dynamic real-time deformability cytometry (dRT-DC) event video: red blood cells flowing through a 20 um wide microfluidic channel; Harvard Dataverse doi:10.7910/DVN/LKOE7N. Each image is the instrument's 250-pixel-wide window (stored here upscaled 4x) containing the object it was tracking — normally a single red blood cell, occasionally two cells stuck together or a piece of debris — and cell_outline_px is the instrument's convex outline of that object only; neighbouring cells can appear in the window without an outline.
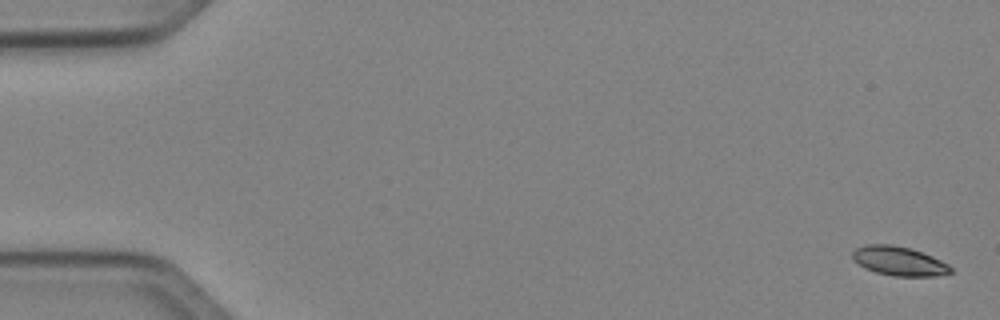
{"species": "Egyptian fruit bat (a non-hibernating species)", "species_latin": "Rousettus aegyptiacus", "temperature_condition": "cold", "stored_images_in_passage": 51, "camera_frame_rate_fps": 3000, "um_per_image_px": 0.085, "animal": {"sex": "female"}, "frame": {"image": 1, "passage_image": 1, "time_ms": 0.0, "image_size_px": [1000, 320], "cell_outline_px": [[952, 272], [936, 276], [892, 276], [876, 272], [864, 268], [852, 260], [852, 252], [856, 248], [868, 244], [892, 244], [912, 248], [932, 256], [948, 264], [952, 268]], "centroid_in_image_um": [76.39, 22.18], "position_along_channel_um": 8.6, "area_um2": 16.82}}
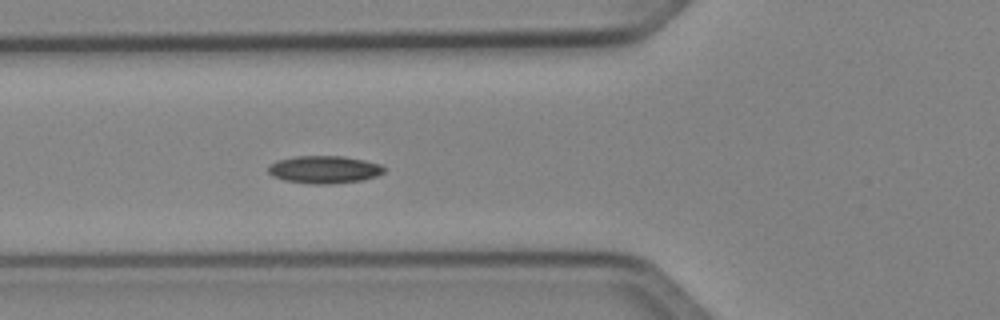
{"frame": {"image": 2, "passage_image": 19, "time_ms": 6.0, "image_size_px": [1000, 320], "cell_outline_px": [[384, 172], [376, 176], [364, 180], [328, 184], [312, 184], [284, 180], [272, 176], [268, 172], [268, 164], [276, 160], [296, 156], [344, 156], [364, 160], [380, 164], [384, 168]], "centroid_in_image_um": [27.53, 14.41], "position_along_channel_um": 98.3, "area_um2": 18.73}}
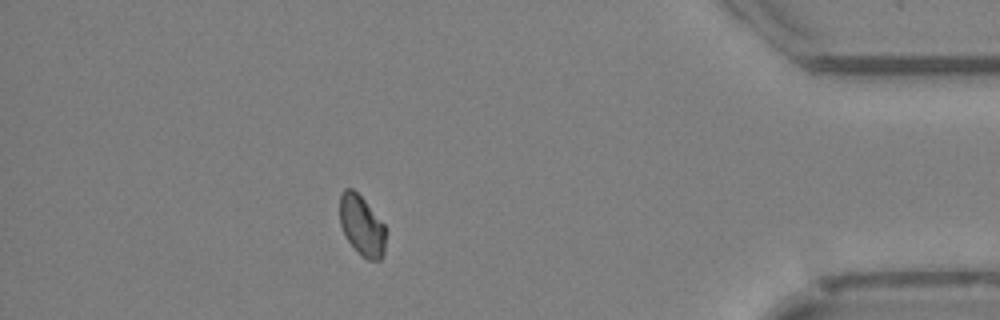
{"frame": {"image": 3, "passage_image": 45, "time_ms": 14.667, "image_size_px": [1000, 320], "cell_outline_px": [[384, 252], [380, 260], [368, 260], [344, 236], [340, 224], [340, 192], [344, 188], [352, 188], [364, 200], [384, 224]], "centroid_in_image_um": [30.72, 19.14], "position_along_channel_um": 404.5, "area_um2": 15.78}, "authors_computed_cell_mechanics": {"area_um2": 17.051, "velocity_mm_per_s": 4.03, "shape_relaxation_time_tau1_ms": 3.0649, "shape_relaxation_time_tau2_ms": 7.8659, "deformation_change_tau1": 0.0838, "deformation_change_tau2": 0.1003}}